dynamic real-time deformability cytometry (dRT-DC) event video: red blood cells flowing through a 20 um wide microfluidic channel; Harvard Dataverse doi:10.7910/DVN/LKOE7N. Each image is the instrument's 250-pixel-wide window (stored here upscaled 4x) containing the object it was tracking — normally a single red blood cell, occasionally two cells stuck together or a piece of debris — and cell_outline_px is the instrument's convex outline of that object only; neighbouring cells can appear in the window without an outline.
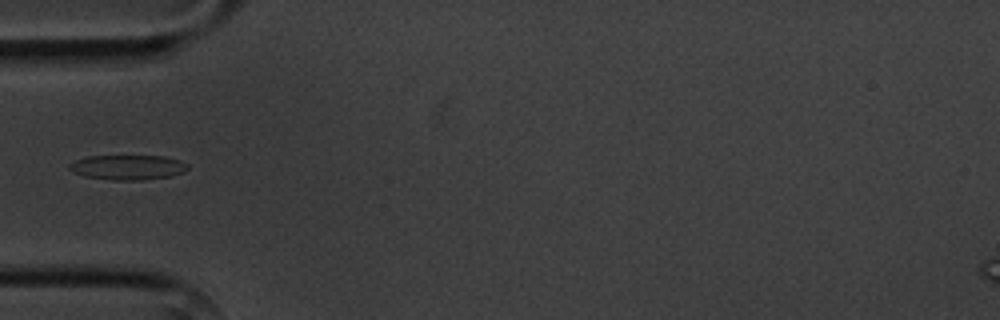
{"species": "common noctule bat (a hibernating species)", "species_latin": "Nyctalus noctula", "temperature_condition": "cold", "stored_images_in_passage": 4, "camera_frame_rate_fps": 3000, "um_per_image_px": 0.085, "animal": {"sex": "male", "body_mass_g": 20.1, "forearm_length_mm": 53.5}, "frame": {"image": 1, "passage_image": 4, "time_ms": 4.0, "image_size_px": [1000, 320], "cell_outline_px": [[188, 168], [184, 172], [172, 176], [140, 180], [112, 180], [84, 176], [72, 172], [68, 168], [68, 164], [76, 160], [88, 156], [164, 156], [180, 160], [188, 164]], "centroid_in_image_um": [10.86, 14.22], "position_along_channel_um": 74.1, "area_um2": 17.22}}